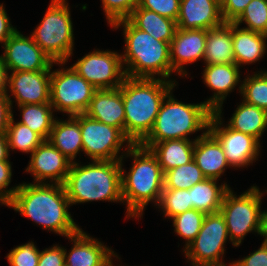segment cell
Wrapping results in <instances>:
<instances>
[{
	"label": "cell",
	"instance_id": "obj_19",
	"mask_svg": "<svg viewBox=\"0 0 267 266\" xmlns=\"http://www.w3.org/2000/svg\"><path fill=\"white\" fill-rule=\"evenodd\" d=\"M240 67L236 64L205 65L204 84L214 91L213 96L204 101L215 113H222L224 100L238 85L241 93Z\"/></svg>",
	"mask_w": 267,
	"mask_h": 266
},
{
	"label": "cell",
	"instance_id": "obj_20",
	"mask_svg": "<svg viewBox=\"0 0 267 266\" xmlns=\"http://www.w3.org/2000/svg\"><path fill=\"white\" fill-rule=\"evenodd\" d=\"M176 23L180 29L210 30L222 25L220 0H181Z\"/></svg>",
	"mask_w": 267,
	"mask_h": 266
},
{
	"label": "cell",
	"instance_id": "obj_10",
	"mask_svg": "<svg viewBox=\"0 0 267 266\" xmlns=\"http://www.w3.org/2000/svg\"><path fill=\"white\" fill-rule=\"evenodd\" d=\"M229 239L224 216L206 214L197 237L183 250L193 266H230L224 263L225 243Z\"/></svg>",
	"mask_w": 267,
	"mask_h": 266
},
{
	"label": "cell",
	"instance_id": "obj_21",
	"mask_svg": "<svg viewBox=\"0 0 267 266\" xmlns=\"http://www.w3.org/2000/svg\"><path fill=\"white\" fill-rule=\"evenodd\" d=\"M84 114L125 134L124 102L119 88L97 90Z\"/></svg>",
	"mask_w": 267,
	"mask_h": 266
},
{
	"label": "cell",
	"instance_id": "obj_4",
	"mask_svg": "<svg viewBox=\"0 0 267 266\" xmlns=\"http://www.w3.org/2000/svg\"><path fill=\"white\" fill-rule=\"evenodd\" d=\"M111 27L123 28L125 49L121 58L126 77L158 78L177 83L175 79H170L173 74L170 43L155 39L136 28L128 19L116 21Z\"/></svg>",
	"mask_w": 267,
	"mask_h": 266
},
{
	"label": "cell",
	"instance_id": "obj_27",
	"mask_svg": "<svg viewBox=\"0 0 267 266\" xmlns=\"http://www.w3.org/2000/svg\"><path fill=\"white\" fill-rule=\"evenodd\" d=\"M136 28L147 32L157 40L171 43L177 23L175 20L161 16L156 12L137 6L127 18Z\"/></svg>",
	"mask_w": 267,
	"mask_h": 266
},
{
	"label": "cell",
	"instance_id": "obj_31",
	"mask_svg": "<svg viewBox=\"0 0 267 266\" xmlns=\"http://www.w3.org/2000/svg\"><path fill=\"white\" fill-rule=\"evenodd\" d=\"M9 150L31 154L44 140L26 125L15 122L12 116L6 132Z\"/></svg>",
	"mask_w": 267,
	"mask_h": 266
},
{
	"label": "cell",
	"instance_id": "obj_26",
	"mask_svg": "<svg viewBox=\"0 0 267 266\" xmlns=\"http://www.w3.org/2000/svg\"><path fill=\"white\" fill-rule=\"evenodd\" d=\"M195 140H166L154 143L149 149L156 156L163 173L193 160Z\"/></svg>",
	"mask_w": 267,
	"mask_h": 266
},
{
	"label": "cell",
	"instance_id": "obj_44",
	"mask_svg": "<svg viewBox=\"0 0 267 266\" xmlns=\"http://www.w3.org/2000/svg\"><path fill=\"white\" fill-rule=\"evenodd\" d=\"M13 106L7 95H0V135H6L8 125L13 116Z\"/></svg>",
	"mask_w": 267,
	"mask_h": 266
},
{
	"label": "cell",
	"instance_id": "obj_32",
	"mask_svg": "<svg viewBox=\"0 0 267 266\" xmlns=\"http://www.w3.org/2000/svg\"><path fill=\"white\" fill-rule=\"evenodd\" d=\"M240 94L245 103L267 111V71L261 69L245 76Z\"/></svg>",
	"mask_w": 267,
	"mask_h": 266
},
{
	"label": "cell",
	"instance_id": "obj_16",
	"mask_svg": "<svg viewBox=\"0 0 267 266\" xmlns=\"http://www.w3.org/2000/svg\"><path fill=\"white\" fill-rule=\"evenodd\" d=\"M71 164L72 161L47 140L30 154L25 172L34 177L33 183L64 184Z\"/></svg>",
	"mask_w": 267,
	"mask_h": 266
},
{
	"label": "cell",
	"instance_id": "obj_22",
	"mask_svg": "<svg viewBox=\"0 0 267 266\" xmlns=\"http://www.w3.org/2000/svg\"><path fill=\"white\" fill-rule=\"evenodd\" d=\"M193 160L208 179L219 180L231 168L220 142L209 131L195 140Z\"/></svg>",
	"mask_w": 267,
	"mask_h": 266
},
{
	"label": "cell",
	"instance_id": "obj_17",
	"mask_svg": "<svg viewBox=\"0 0 267 266\" xmlns=\"http://www.w3.org/2000/svg\"><path fill=\"white\" fill-rule=\"evenodd\" d=\"M66 239L73 242L69 252L66 249L64 252L65 264L68 266H114L113 258L120 260L115 251L82 229Z\"/></svg>",
	"mask_w": 267,
	"mask_h": 266
},
{
	"label": "cell",
	"instance_id": "obj_23",
	"mask_svg": "<svg viewBox=\"0 0 267 266\" xmlns=\"http://www.w3.org/2000/svg\"><path fill=\"white\" fill-rule=\"evenodd\" d=\"M267 35L246 30L232 23V41L236 65H250L264 58Z\"/></svg>",
	"mask_w": 267,
	"mask_h": 266
},
{
	"label": "cell",
	"instance_id": "obj_38",
	"mask_svg": "<svg viewBox=\"0 0 267 266\" xmlns=\"http://www.w3.org/2000/svg\"><path fill=\"white\" fill-rule=\"evenodd\" d=\"M40 251L33 241L13 248L6 258L10 266H37Z\"/></svg>",
	"mask_w": 267,
	"mask_h": 266
},
{
	"label": "cell",
	"instance_id": "obj_11",
	"mask_svg": "<svg viewBox=\"0 0 267 266\" xmlns=\"http://www.w3.org/2000/svg\"><path fill=\"white\" fill-rule=\"evenodd\" d=\"M79 124L83 152L91 160H121L132 145V142L119 128L92 119L84 113L79 114ZM121 148L123 152L120 155Z\"/></svg>",
	"mask_w": 267,
	"mask_h": 266
},
{
	"label": "cell",
	"instance_id": "obj_46",
	"mask_svg": "<svg viewBox=\"0 0 267 266\" xmlns=\"http://www.w3.org/2000/svg\"><path fill=\"white\" fill-rule=\"evenodd\" d=\"M7 80H8V71L4 66L0 56V95H6Z\"/></svg>",
	"mask_w": 267,
	"mask_h": 266
},
{
	"label": "cell",
	"instance_id": "obj_39",
	"mask_svg": "<svg viewBox=\"0 0 267 266\" xmlns=\"http://www.w3.org/2000/svg\"><path fill=\"white\" fill-rule=\"evenodd\" d=\"M181 0H139L138 6L177 21Z\"/></svg>",
	"mask_w": 267,
	"mask_h": 266
},
{
	"label": "cell",
	"instance_id": "obj_35",
	"mask_svg": "<svg viewBox=\"0 0 267 266\" xmlns=\"http://www.w3.org/2000/svg\"><path fill=\"white\" fill-rule=\"evenodd\" d=\"M205 216V213L191 209L171 218L174 232L185 240L183 250L197 237Z\"/></svg>",
	"mask_w": 267,
	"mask_h": 266
},
{
	"label": "cell",
	"instance_id": "obj_5",
	"mask_svg": "<svg viewBox=\"0 0 267 266\" xmlns=\"http://www.w3.org/2000/svg\"><path fill=\"white\" fill-rule=\"evenodd\" d=\"M121 160H91L87 165L72 162L64 185L67 198L73 204L92 201L123 203Z\"/></svg>",
	"mask_w": 267,
	"mask_h": 266
},
{
	"label": "cell",
	"instance_id": "obj_41",
	"mask_svg": "<svg viewBox=\"0 0 267 266\" xmlns=\"http://www.w3.org/2000/svg\"><path fill=\"white\" fill-rule=\"evenodd\" d=\"M250 2L251 0H220L224 22L234 23Z\"/></svg>",
	"mask_w": 267,
	"mask_h": 266
},
{
	"label": "cell",
	"instance_id": "obj_24",
	"mask_svg": "<svg viewBox=\"0 0 267 266\" xmlns=\"http://www.w3.org/2000/svg\"><path fill=\"white\" fill-rule=\"evenodd\" d=\"M48 141L70 161L75 162L77 154L83 152L79 115L68 116L66 120L56 118Z\"/></svg>",
	"mask_w": 267,
	"mask_h": 266
},
{
	"label": "cell",
	"instance_id": "obj_9",
	"mask_svg": "<svg viewBox=\"0 0 267 266\" xmlns=\"http://www.w3.org/2000/svg\"><path fill=\"white\" fill-rule=\"evenodd\" d=\"M61 69L50 75V104L55 112L75 116L84 113L97 89L72 67L62 68L67 62H56Z\"/></svg>",
	"mask_w": 267,
	"mask_h": 266
},
{
	"label": "cell",
	"instance_id": "obj_43",
	"mask_svg": "<svg viewBox=\"0 0 267 266\" xmlns=\"http://www.w3.org/2000/svg\"><path fill=\"white\" fill-rule=\"evenodd\" d=\"M231 263L232 266H267V243L263 241L260 248Z\"/></svg>",
	"mask_w": 267,
	"mask_h": 266
},
{
	"label": "cell",
	"instance_id": "obj_2",
	"mask_svg": "<svg viewBox=\"0 0 267 266\" xmlns=\"http://www.w3.org/2000/svg\"><path fill=\"white\" fill-rule=\"evenodd\" d=\"M178 83L163 79L126 77L119 87L125 110V135L140 144L152 130L165 96Z\"/></svg>",
	"mask_w": 267,
	"mask_h": 266
},
{
	"label": "cell",
	"instance_id": "obj_40",
	"mask_svg": "<svg viewBox=\"0 0 267 266\" xmlns=\"http://www.w3.org/2000/svg\"><path fill=\"white\" fill-rule=\"evenodd\" d=\"M11 178V162L9 160H0V201L4 204V206H6L12 200L14 193L19 188V184L12 188L9 187Z\"/></svg>",
	"mask_w": 267,
	"mask_h": 266
},
{
	"label": "cell",
	"instance_id": "obj_15",
	"mask_svg": "<svg viewBox=\"0 0 267 266\" xmlns=\"http://www.w3.org/2000/svg\"><path fill=\"white\" fill-rule=\"evenodd\" d=\"M50 75L51 70L8 72L6 95L11 106L14 101L17 106L50 103Z\"/></svg>",
	"mask_w": 267,
	"mask_h": 266
},
{
	"label": "cell",
	"instance_id": "obj_1",
	"mask_svg": "<svg viewBox=\"0 0 267 266\" xmlns=\"http://www.w3.org/2000/svg\"><path fill=\"white\" fill-rule=\"evenodd\" d=\"M6 206L66 238L82 229L68 212L71 204L63 184L23 182Z\"/></svg>",
	"mask_w": 267,
	"mask_h": 266
},
{
	"label": "cell",
	"instance_id": "obj_14",
	"mask_svg": "<svg viewBox=\"0 0 267 266\" xmlns=\"http://www.w3.org/2000/svg\"><path fill=\"white\" fill-rule=\"evenodd\" d=\"M1 59L8 72L51 70L57 65L30 36L16 30L1 46Z\"/></svg>",
	"mask_w": 267,
	"mask_h": 266
},
{
	"label": "cell",
	"instance_id": "obj_8",
	"mask_svg": "<svg viewBox=\"0 0 267 266\" xmlns=\"http://www.w3.org/2000/svg\"><path fill=\"white\" fill-rule=\"evenodd\" d=\"M258 186H251L241 195L233 192L231 187L226 191L220 213L224 216L229 241L234 247L240 246L248 233L262 232V197L264 191Z\"/></svg>",
	"mask_w": 267,
	"mask_h": 266
},
{
	"label": "cell",
	"instance_id": "obj_7",
	"mask_svg": "<svg viewBox=\"0 0 267 266\" xmlns=\"http://www.w3.org/2000/svg\"><path fill=\"white\" fill-rule=\"evenodd\" d=\"M67 0H51L31 37L54 62H68L73 55L74 34Z\"/></svg>",
	"mask_w": 267,
	"mask_h": 266
},
{
	"label": "cell",
	"instance_id": "obj_12",
	"mask_svg": "<svg viewBox=\"0 0 267 266\" xmlns=\"http://www.w3.org/2000/svg\"><path fill=\"white\" fill-rule=\"evenodd\" d=\"M71 67L97 90L117 89L126 78L121 53L117 51L95 49Z\"/></svg>",
	"mask_w": 267,
	"mask_h": 266
},
{
	"label": "cell",
	"instance_id": "obj_13",
	"mask_svg": "<svg viewBox=\"0 0 267 266\" xmlns=\"http://www.w3.org/2000/svg\"><path fill=\"white\" fill-rule=\"evenodd\" d=\"M222 114L213 112L208 131L220 142L231 168L240 169L252 165L259 158L261 143L250 135L224 125Z\"/></svg>",
	"mask_w": 267,
	"mask_h": 266
},
{
	"label": "cell",
	"instance_id": "obj_34",
	"mask_svg": "<svg viewBox=\"0 0 267 266\" xmlns=\"http://www.w3.org/2000/svg\"><path fill=\"white\" fill-rule=\"evenodd\" d=\"M157 208L168 219L193 209L189 189H163Z\"/></svg>",
	"mask_w": 267,
	"mask_h": 266
},
{
	"label": "cell",
	"instance_id": "obj_42",
	"mask_svg": "<svg viewBox=\"0 0 267 266\" xmlns=\"http://www.w3.org/2000/svg\"><path fill=\"white\" fill-rule=\"evenodd\" d=\"M64 252L65 248L61 245L59 246V244L40 251L37 266H64Z\"/></svg>",
	"mask_w": 267,
	"mask_h": 266
},
{
	"label": "cell",
	"instance_id": "obj_33",
	"mask_svg": "<svg viewBox=\"0 0 267 266\" xmlns=\"http://www.w3.org/2000/svg\"><path fill=\"white\" fill-rule=\"evenodd\" d=\"M206 179L196 162L173 168L164 173L163 189H190L193 185Z\"/></svg>",
	"mask_w": 267,
	"mask_h": 266
},
{
	"label": "cell",
	"instance_id": "obj_25",
	"mask_svg": "<svg viewBox=\"0 0 267 266\" xmlns=\"http://www.w3.org/2000/svg\"><path fill=\"white\" fill-rule=\"evenodd\" d=\"M203 60L206 65L236 64L232 41V23L224 22L222 25L207 31Z\"/></svg>",
	"mask_w": 267,
	"mask_h": 266
},
{
	"label": "cell",
	"instance_id": "obj_47",
	"mask_svg": "<svg viewBox=\"0 0 267 266\" xmlns=\"http://www.w3.org/2000/svg\"><path fill=\"white\" fill-rule=\"evenodd\" d=\"M10 150L6 135H0V160H9Z\"/></svg>",
	"mask_w": 267,
	"mask_h": 266
},
{
	"label": "cell",
	"instance_id": "obj_3",
	"mask_svg": "<svg viewBox=\"0 0 267 266\" xmlns=\"http://www.w3.org/2000/svg\"><path fill=\"white\" fill-rule=\"evenodd\" d=\"M129 156L133 160L129 172L121 168L122 198L127 207L126 217L139 220L150 202L155 207L158 205L164 188V173L156 156L140 144H132L122 158Z\"/></svg>",
	"mask_w": 267,
	"mask_h": 266
},
{
	"label": "cell",
	"instance_id": "obj_18",
	"mask_svg": "<svg viewBox=\"0 0 267 266\" xmlns=\"http://www.w3.org/2000/svg\"><path fill=\"white\" fill-rule=\"evenodd\" d=\"M207 31L204 29H176L170 43V61L173 72L180 77L188 75L184 65L203 60Z\"/></svg>",
	"mask_w": 267,
	"mask_h": 266
},
{
	"label": "cell",
	"instance_id": "obj_36",
	"mask_svg": "<svg viewBox=\"0 0 267 266\" xmlns=\"http://www.w3.org/2000/svg\"><path fill=\"white\" fill-rule=\"evenodd\" d=\"M234 23L237 26L245 23L242 28L267 35V0H251Z\"/></svg>",
	"mask_w": 267,
	"mask_h": 266
},
{
	"label": "cell",
	"instance_id": "obj_30",
	"mask_svg": "<svg viewBox=\"0 0 267 266\" xmlns=\"http://www.w3.org/2000/svg\"><path fill=\"white\" fill-rule=\"evenodd\" d=\"M17 107L21 111L22 118L19 122L37 133L44 141H47L56 119L51 104H24Z\"/></svg>",
	"mask_w": 267,
	"mask_h": 266
},
{
	"label": "cell",
	"instance_id": "obj_37",
	"mask_svg": "<svg viewBox=\"0 0 267 266\" xmlns=\"http://www.w3.org/2000/svg\"><path fill=\"white\" fill-rule=\"evenodd\" d=\"M106 21L111 26L114 22L127 19L138 6L139 0H101Z\"/></svg>",
	"mask_w": 267,
	"mask_h": 266
},
{
	"label": "cell",
	"instance_id": "obj_29",
	"mask_svg": "<svg viewBox=\"0 0 267 266\" xmlns=\"http://www.w3.org/2000/svg\"><path fill=\"white\" fill-rule=\"evenodd\" d=\"M218 181L206 178L189 189L193 209L205 214L220 211L223 197L230 187L224 182L219 185Z\"/></svg>",
	"mask_w": 267,
	"mask_h": 266
},
{
	"label": "cell",
	"instance_id": "obj_6",
	"mask_svg": "<svg viewBox=\"0 0 267 266\" xmlns=\"http://www.w3.org/2000/svg\"><path fill=\"white\" fill-rule=\"evenodd\" d=\"M171 90L162 101L154 126L148 136L140 143L150 148L154 143L166 140H196L209 130L213 110L204 102L184 103L175 99ZM203 132L195 139L188 136Z\"/></svg>",
	"mask_w": 267,
	"mask_h": 266
},
{
	"label": "cell",
	"instance_id": "obj_28",
	"mask_svg": "<svg viewBox=\"0 0 267 266\" xmlns=\"http://www.w3.org/2000/svg\"><path fill=\"white\" fill-rule=\"evenodd\" d=\"M227 125L235 131L256 138L260 142L262 135L267 130V111L242 100Z\"/></svg>",
	"mask_w": 267,
	"mask_h": 266
},
{
	"label": "cell",
	"instance_id": "obj_48",
	"mask_svg": "<svg viewBox=\"0 0 267 266\" xmlns=\"http://www.w3.org/2000/svg\"><path fill=\"white\" fill-rule=\"evenodd\" d=\"M261 237L264 238V242L267 243V210L262 211V232Z\"/></svg>",
	"mask_w": 267,
	"mask_h": 266
},
{
	"label": "cell",
	"instance_id": "obj_45",
	"mask_svg": "<svg viewBox=\"0 0 267 266\" xmlns=\"http://www.w3.org/2000/svg\"><path fill=\"white\" fill-rule=\"evenodd\" d=\"M3 3L0 4V44H3L16 30L11 24Z\"/></svg>",
	"mask_w": 267,
	"mask_h": 266
}]
</instances>
